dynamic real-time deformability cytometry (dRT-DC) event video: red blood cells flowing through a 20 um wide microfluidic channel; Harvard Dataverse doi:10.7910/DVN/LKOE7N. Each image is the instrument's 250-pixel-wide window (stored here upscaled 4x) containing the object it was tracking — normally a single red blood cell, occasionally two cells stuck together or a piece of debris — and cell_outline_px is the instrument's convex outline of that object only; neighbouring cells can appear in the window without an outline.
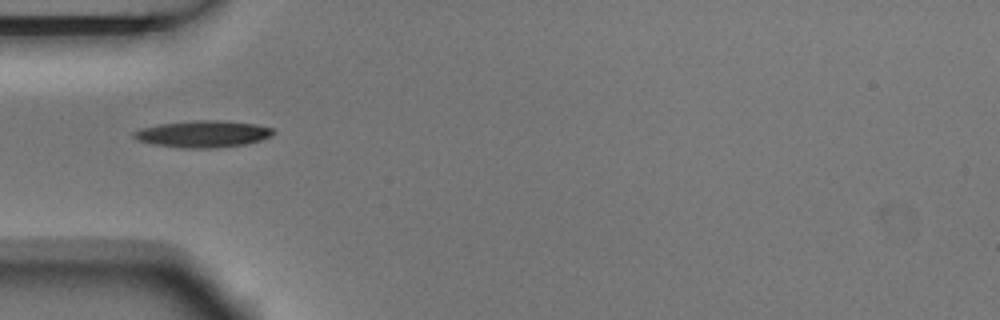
{"species": "Egyptian fruit bat (a non-hibernating species)", "species_latin": "Rousettus aegyptiacus", "temperature_condition": "room temperature", "stored_images_in_passage": 3, "camera_frame_rate_fps": 3000, "um_per_image_px": 0.085, "animal": {"sex": "male"}, "frame": {"image": 1, "passage_image": 1, "time_ms": 0.0, "image_size_px": [1000, 320], "cell_outline_px": [[276, 132], [272, 136], [260, 140], [244, 144], [216, 148], [180, 148], [152, 144], [136, 140], [132, 136], [132, 132], [140, 128], [160, 124], [196, 120], [228, 120], [256, 124], [272, 128]], "centroid_in_image_um": [17.24, 11.38], "position_along_channel_um": 67.8, "area_um2": 22.02}}
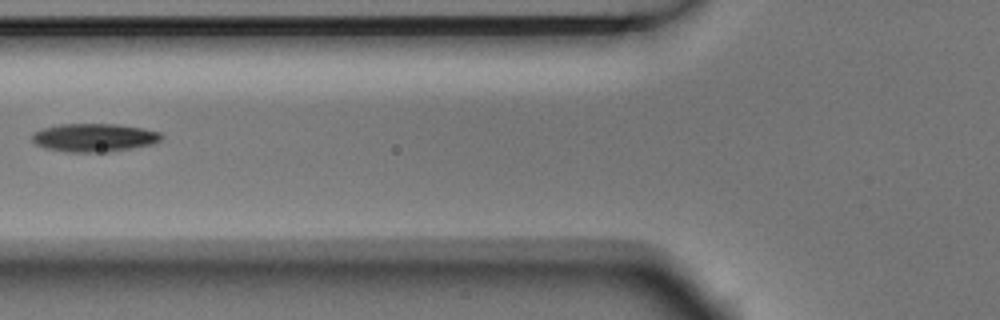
{"frame": {"image": 2, "passage_image": 2, "time_ms": 0.333, "image_size_px": [1000, 320], "cell_outline_px": [[164, 136], [160, 140], [152, 144], [132, 148], [108, 152], [64, 152], [44, 148], [36, 144], [32, 140], [32, 132], [44, 128], [60, 124], [116, 124], [140, 128], [160, 132]], "centroid_in_image_um": [7.98, 11.7], "position_along_channel_um": 117.8, "area_um2": 21.33}}
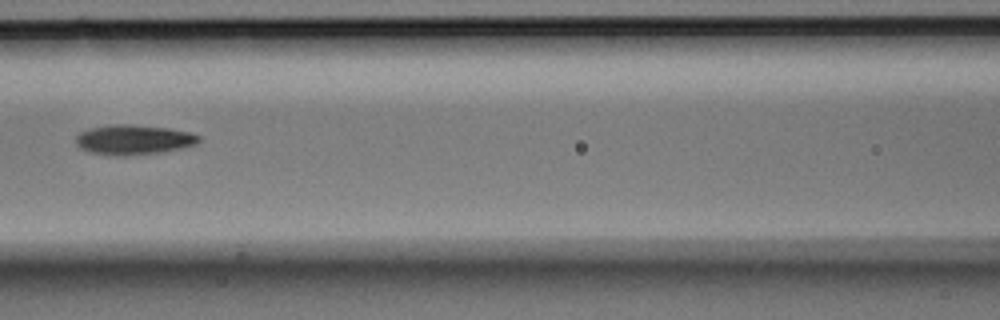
{"frame": {"image": 3, "passage_image": 3, "time_ms": 0.667, "image_size_px": [1000, 320], "cell_outline_px": [[200, 140], [196, 144], [180, 148], [160, 152], [124, 156], [116, 156], [88, 152], [80, 148], [76, 144], [76, 136], [80, 132], [88, 128], [112, 124], [128, 124], [168, 128], [188, 132], [200, 136]], "centroid_in_image_um": [11.3, 11.87], "position_along_channel_um": 155.3, "area_um2": 21.39}}